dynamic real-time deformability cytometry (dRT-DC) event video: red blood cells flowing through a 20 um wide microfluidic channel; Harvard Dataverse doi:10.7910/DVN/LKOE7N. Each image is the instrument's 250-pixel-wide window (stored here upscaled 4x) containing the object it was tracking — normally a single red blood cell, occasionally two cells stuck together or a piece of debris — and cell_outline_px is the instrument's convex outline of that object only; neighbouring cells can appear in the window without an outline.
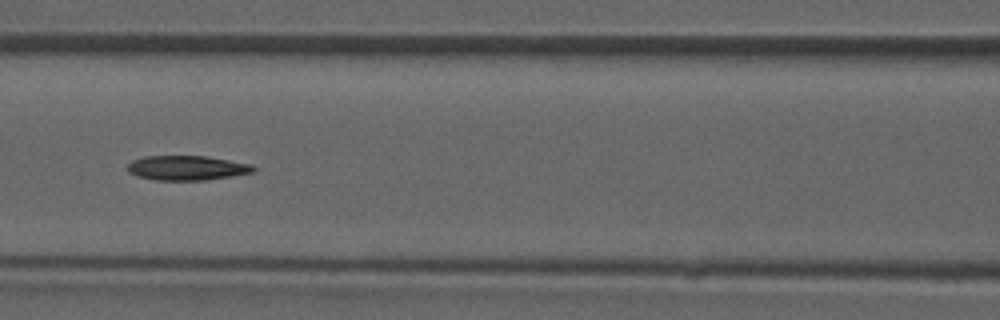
{"species": "common noctule bat (a hibernating species)", "species_latin": "Nyctalus noctula", "temperature_condition": "room temperature", "stored_images_in_passage": 48, "camera_frame_rate_fps": 3000, "um_per_image_px": 0.085, "animal": {"sex": "male", "forearm_length_mm": 52.5}, "frame": {"image": 1, "passage_image": 21, "time_ms": 6.667, "image_size_px": [1000, 320], "cell_outline_px": [[256, 172], [204, 180], [156, 180], [136, 176], [128, 172], [128, 164], [132, 160], [144, 156], [208, 156], [252, 164], [256, 168]], "centroid_in_image_um": [15.9, 14.27], "position_along_channel_um": 150.7, "area_um2": 18.15}}